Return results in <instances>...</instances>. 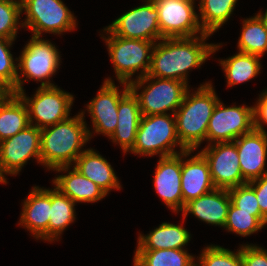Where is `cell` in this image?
I'll list each match as a JSON object with an SVG mask.
<instances>
[{
  "label": "cell",
  "instance_id": "11",
  "mask_svg": "<svg viewBox=\"0 0 267 266\" xmlns=\"http://www.w3.org/2000/svg\"><path fill=\"white\" fill-rule=\"evenodd\" d=\"M254 129L253 107H225L219 100L209 120L206 141L210 143L234 142Z\"/></svg>",
  "mask_w": 267,
  "mask_h": 266
},
{
  "label": "cell",
  "instance_id": "22",
  "mask_svg": "<svg viewBox=\"0 0 267 266\" xmlns=\"http://www.w3.org/2000/svg\"><path fill=\"white\" fill-rule=\"evenodd\" d=\"M73 167L98 185L106 194L112 189H121L112 166L92 148L85 149L77 157Z\"/></svg>",
  "mask_w": 267,
  "mask_h": 266
},
{
  "label": "cell",
  "instance_id": "1",
  "mask_svg": "<svg viewBox=\"0 0 267 266\" xmlns=\"http://www.w3.org/2000/svg\"><path fill=\"white\" fill-rule=\"evenodd\" d=\"M210 35L162 38L154 45L148 76L188 84V70L200 68L211 54L220 49V44L205 43Z\"/></svg>",
  "mask_w": 267,
  "mask_h": 266
},
{
  "label": "cell",
  "instance_id": "31",
  "mask_svg": "<svg viewBox=\"0 0 267 266\" xmlns=\"http://www.w3.org/2000/svg\"><path fill=\"white\" fill-rule=\"evenodd\" d=\"M267 224V218L261 212L240 211L232 203L229 207L224 228L240 236H250Z\"/></svg>",
  "mask_w": 267,
  "mask_h": 266
},
{
  "label": "cell",
  "instance_id": "36",
  "mask_svg": "<svg viewBox=\"0 0 267 266\" xmlns=\"http://www.w3.org/2000/svg\"><path fill=\"white\" fill-rule=\"evenodd\" d=\"M243 266H267V250L256 245H241Z\"/></svg>",
  "mask_w": 267,
  "mask_h": 266
},
{
  "label": "cell",
  "instance_id": "14",
  "mask_svg": "<svg viewBox=\"0 0 267 266\" xmlns=\"http://www.w3.org/2000/svg\"><path fill=\"white\" fill-rule=\"evenodd\" d=\"M135 7L114 20L107 28L118 37L157 42L161 40L158 10L153 0Z\"/></svg>",
  "mask_w": 267,
  "mask_h": 266
},
{
  "label": "cell",
  "instance_id": "26",
  "mask_svg": "<svg viewBox=\"0 0 267 266\" xmlns=\"http://www.w3.org/2000/svg\"><path fill=\"white\" fill-rule=\"evenodd\" d=\"M261 56L246 53H237L220 61L227 79V86L244 83L254 79L260 73Z\"/></svg>",
  "mask_w": 267,
  "mask_h": 266
},
{
  "label": "cell",
  "instance_id": "16",
  "mask_svg": "<svg viewBox=\"0 0 267 266\" xmlns=\"http://www.w3.org/2000/svg\"><path fill=\"white\" fill-rule=\"evenodd\" d=\"M234 143L238 150L242 177L247 183L267 174V133L253 129L237 138Z\"/></svg>",
  "mask_w": 267,
  "mask_h": 266
},
{
  "label": "cell",
  "instance_id": "34",
  "mask_svg": "<svg viewBox=\"0 0 267 266\" xmlns=\"http://www.w3.org/2000/svg\"><path fill=\"white\" fill-rule=\"evenodd\" d=\"M21 11V2L0 0V37L16 39Z\"/></svg>",
  "mask_w": 267,
  "mask_h": 266
},
{
  "label": "cell",
  "instance_id": "35",
  "mask_svg": "<svg viewBox=\"0 0 267 266\" xmlns=\"http://www.w3.org/2000/svg\"><path fill=\"white\" fill-rule=\"evenodd\" d=\"M231 203L245 212H260L255 191L246 183L228 190Z\"/></svg>",
  "mask_w": 267,
  "mask_h": 266
},
{
  "label": "cell",
  "instance_id": "10",
  "mask_svg": "<svg viewBox=\"0 0 267 266\" xmlns=\"http://www.w3.org/2000/svg\"><path fill=\"white\" fill-rule=\"evenodd\" d=\"M17 60V70L21 71L22 78L41 81L40 87L55 86L50 78L61 65L60 55L49 40L32 36Z\"/></svg>",
  "mask_w": 267,
  "mask_h": 266
},
{
  "label": "cell",
  "instance_id": "13",
  "mask_svg": "<svg viewBox=\"0 0 267 266\" xmlns=\"http://www.w3.org/2000/svg\"><path fill=\"white\" fill-rule=\"evenodd\" d=\"M199 152L209 164L211 179L216 188L229 190L247 183L242 177L234 142L214 143Z\"/></svg>",
  "mask_w": 267,
  "mask_h": 266
},
{
  "label": "cell",
  "instance_id": "12",
  "mask_svg": "<svg viewBox=\"0 0 267 266\" xmlns=\"http://www.w3.org/2000/svg\"><path fill=\"white\" fill-rule=\"evenodd\" d=\"M41 129L29 125L12 137L0 142V172L17 175L30 158L40 160Z\"/></svg>",
  "mask_w": 267,
  "mask_h": 266
},
{
  "label": "cell",
  "instance_id": "15",
  "mask_svg": "<svg viewBox=\"0 0 267 266\" xmlns=\"http://www.w3.org/2000/svg\"><path fill=\"white\" fill-rule=\"evenodd\" d=\"M122 84L125 88L119 91V86L116 87L111 78H106L96 97L87 105L95 133L110 137L115 131L119 101L130 90L129 84Z\"/></svg>",
  "mask_w": 267,
  "mask_h": 266
},
{
  "label": "cell",
  "instance_id": "21",
  "mask_svg": "<svg viewBox=\"0 0 267 266\" xmlns=\"http://www.w3.org/2000/svg\"><path fill=\"white\" fill-rule=\"evenodd\" d=\"M117 126L109 137L115 144L118 143L123 152L130 151L136 141L140 119L142 117L138 98L129 90L119 101Z\"/></svg>",
  "mask_w": 267,
  "mask_h": 266
},
{
  "label": "cell",
  "instance_id": "23",
  "mask_svg": "<svg viewBox=\"0 0 267 266\" xmlns=\"http://www.w3.org/2000/svg\"><path fill=\"white\" fill-rule=\"evenodd\" d=\"M52 181L54 187L75 203H95L107 195L98 185L75 168L66 175L57 176Z\"/></svg>",
  "mask_w": 267,
  "mask_h": 266
},
{
  "label": "cell",
  "instance_id": "41",
  "mask_svg": "<svg viewBox=\"0 0 267 266\" xmlns=\"http://www.w3.org/2000/svg\"><path fill=\"white\" fill-rule=\"evenodd\" d=\"M0 183H3V184L7 183L6 178H4V177L2 176L1 172H0Z\"/></svg>",
  "mask_w": 267,
  "mask_h": 266
},
{
  "label": "cell",
  "instance_id": "27",
  "mask_svg": "<svg viewBox=\"0 0 267 266\" xmlns=\"http://www.w3.org/2000/svg\"><path fill=\"white\" fill-rule=\"evenodd\" d=\"M75 202L56 187L51 189L49 242L59 239L62 232L76 219ZM60 235V236H59Z\"/></svg>",
  "mask_w": 267,
  "mask_h": 266
},
{
  "label": "cell",
  "instance_id": "7",
  "mask_svg": "<svg viewBox=\"0 0 267 266\" xmlns=\"http://www.w3.org/2000/svg\"><path fill=\"white\" fill-rule=\"evenodd\" d=\"M21 11L26 13V18L19 25L29 28L35 37H41L42 32L62 34L77 25L62 0H22Z\"/></svg>",
  "mask_w": 267,
  "mask_h": 266
},
{
  "label": "cell",
  "instance_id": "24",
  "mask_svg": "<svg viewBox=\"0 0 267 266\" xmlns=\"http://www.w3.org/2000/svg\"><path fill=\"white\" fill-rule=\"evenodd\" d=\"M190 236L182 225L164 222L147 235L139 234L136 250L184 249Z\"/></svg>",
  "mask_w": 267,
  "mask_h": 266
},
{
  "label": "cell",
  "instance_id": "20",
  "mask_svg": "<svg viewBox=\"0 0 267 266\" xmlns=\"http://www.w3.org/2000/svg\"><path fill=\"white\" fill-rule=\"evenodd\" d=\"M230 205L228 190L215 188L186 203L181 212L184 219L192 213L203 222L224 228Z\"/></svg>",
  "mask_w": 267,
  "mask_h": 266
},
{
  "label": "cell",
  "instance_id": "6",
  "mask_svg": "<svg viewBox=\"0 0 267 266\" xmlns=\"http://www.w3.org/2000/svg\"><path fill=\"white\" fill-rule=\"evenodd\" d=\"M146 83L147 86L144 87ZM129 87L138 98L142 116L167 114L168 110L175 114L189 89L188 84L183 81L148 75L133 80ZM140 88H143V91L139 94L137 91Z\"/></svg>",
  "mask_w": 267,
  "mask_h": 266
},
{
  "label": "cell",
  "instance_id": "38",
  "mask_svg": "<svg viewBox=\"0 0 267 266\" xmlns=\"http://www.w3.org/2000/svg\"><path fill=\"white\" fill-rule=\"evenodd\" d=\"M247 184L255 191L260 212L267 218V174Z\"/></svg>",
  "mask_w": 267,
  "mask_h": 266
},
{
  "label": "cell",
  "instance_id": "25",
  "mask_svg": "<svg viewBox=\"0 0 267 266\" xmlns=\"http://www.w3.org/2000/svg\"><path fill=\"white\" fill-rule=\"evenodd\" d=\"M29 125L25 103L17 94L9 93L0 102V142L14 136Z\"/></svg>",
  "mask_w": 267,
  "mask_h": 266
},
{
  "label": "cell",
  "instance_id": "30",
  "mask_svg": "<svg viewBox=\"0 0 267 266\" xmlns=\"http://www.w3.org/2000/svg\"><path fill=\"white\" fill-rule=\"evenodd\" d=\"M238 40V52L263 56L267 52V28L256 15L244 19Z\"/></svg>",
  "mask_w": 267,
  "mask_h": 266
},
{
  "label": "cell",
  "instance_id": "33",
  "mask_svg": "<svg viewBox=\"0 0 267 266\" xmlns=\"http://www.w3.org/2000/svg\"><path fill=\"white\" fill-rule=\"evenodd\" d=\"M197 266H243L241 246L234 253L218 245H210L202 250Z\"/></svg>",
  "mask_w": 267,
  "mask_h": 266
},
{
  "label": "cell",
  "instance_id": "5",
  "mask_svg": "<svg viewBox=\"0 0 267 266\" xmlns=\"http://www.w3.org/2000/svg\"><path fill=\"white\" fill-rule=\"evenodd\" d=\"M103 31L109 34L108 37H102L107 44L109 56L114 65V72L119 83L130 84L134 79L132 75L139 72L136 79L148 75L152 51L156 42L140 39H127L115 36L107 27Z\"/></svg>",
  "mask_w": 267,
  "mask_h": 266
},
{
  "label": "cell",
  "instance_id": "39",
  "mask_svg": "<svg viewBox=\"0 0 267 266\" xmlns=\"http://www.w3.org/2000/svg\"><path fill=\"white\" fill-rule=\"evenodd\" d=\"M10 93L8 89H6L1 83H0V102Z\"/></svg>",
  "mask_w": 267,
  "mask_h": 266
},
{
  "label": "cell",
  "instance_id": "32",
  "mask_svg": "<svg viewBox=\"0 0 267 266\" xmlns=\"http://www.w3.org/2000/svg\"><path fill=\"white\" fill-rule=\"evenodd\" d=\"M15 40L0 37V83L10 91L17 94L23 91V84L27 79H21L17 65L9 48Z\"/></svg>",
  "mask_w": 267,
  "mask_h": 266
},
{
  "label": "cell",
  "instance_id": "29",
  "mask_svg": "<svg viewBox=\"0 0 267 266\" xmlns=\"http://www.w3.org/2000/svg\"><path fill=\"white\" fill-rule=\"evenodd\" d=\"M238 0H200V26L205 33L213 34L230 18Z\"/></svg>",
  "mask_w": 267,
  "mask_h": 266
},
{
  "label": "cell",
  "instance_id": "8",
  "mask_svg": "<svg viewBox=\"0 0 267 266\" xmlns=\"http://www.w3.org/2000/svg\"><path fill=\"white\" fill-rule=\"evenodd\" d=\"M17 95L27 107L30 125L39 129L69 118L74 100L73 95L58 86L38 87L32 98L27 97L24 90Z\"/></svg>",
  "mask_w": 267,
  "mask_h": 266
},
{
  "label": "cell",
  "instance_id": "4",
  "mask_svg": "<svg viewBox=\"0 0 267 266\" xmlns=\"http://www.w3.org/2000/svg\"><path fill=\"white\" fill-rule=\"evenodd\" d=\"M178 145L180 153L187 150L178 138L174 114L142 116L130 152L141 156L160 154L159 157H166L179 154V151H175Z\"/></svg>",
  "mask_w": 267,
  "mask_h": 266
},
{
  "label": "cell",
  "instance_id": "37",
  "mask_svg": "<svg viewBox=\"0 0 267 266\" xmlns=\"http://www.w3.org/2000/svg\"><path fill=\"white\" fill-rule=\"evenodd\" d=\"M259 96L255 106H252L254 129L267 133L263 127L264 123L267 125V90L265 89Z\"/></svg>",
  "mask_w": 267,
  "mask_h": 266
},
{
  "label": "cell",
  "instance_id": "18",
  "mask_svg": "<svg viewBox=\"0 0 267 266\" xmlns=\"http://www.w3.org/2000/svg\"><path fill=\"white\" fill-rule=\"evenodd\" d=\"M192 152L194 150L181 153V191L184 206L216 188L211 179L209 164L200 152L187 160L183 159Z\"/></svg>",
  "mask_w": 267,
  "mask_h": 266
},
{
  "label": "cell",
  "instance_id": "3",
  "mask_svg": "<svg viewBox=\"0 0 267 266\" xmlns=\"http://www.w3.org/2000/svg\"><path fill=\"white\" fill-rule=\"evenodd\" d=\"M189 91L174 115L180 143L187 150H195L206 140L209 120L219 98L211 82L201 84L194 93Z\"/></svg>",
  "mask_w": 267,
  "mask_h": 266
},
{
  "label": "cell",
  "instance_id": "2",
  "mask_svg": "<svg viewBox=\"0 0 267 266\" xmlns=\"http://www.w3.org/2000/svg\"><path fill=\"white\" fill-rule=\"evenodd\" d=\"M84 111L59 123L41 129V165L53 171L66 172L83 152L81 148L92 137L84 121Z\"/></svg>",
  "mask_w": 267,
  "mask_h": 266
},
{
  "label": "cell",
  "instance_id": "9",
  "mask_svg": "<svg viewBox=\"0 0 267 266\" xmlns=\"http://www.w3.org/2000/svg\"><path fill=\"white\" fill-rule=\"evenodd\" d=\"M195 0H153L158 10L162 38L194 37L205 34L195 12Z\"/></svg>",
  "mask_w": 267,
  "mask_h": 266
},
{
  "label": "cell",
  "instance_id": "40",
  "mask_svg": "<svg viewBox=\"0 0 267 266\" xmlns=\"http://www.w3.org/2000/svg\"><path fill=\"white\" fill-rule=\"evenodd\" d=\"M257 16L263 22L264 26L267 28V9L264 14H262L261 12L257 13Z\"/></svg>",
  "mask_w": 267,
  "mask_h": 266
},
{
  "label": "cell",
  "instance_id": "19",
  "mask_svg": "<svg viewBox=\"0 0 267 266\" xmlns=\"http://www.w3.org/2000/svg\"><path fill=\"white\" fill-rule=\"evenodd\" d=\"M51 189L34 186L24 200L19 225L29 230L34 237L49 241Z\"/></svg>",
  "mask_w": 267,
  "mask_h": 266
},
{
  "label": "cell",
  "instance_id": "17",
  "mask_svg": "<svg viewBox=\"0 0 267 266\" xmlns=\"http://www.w3.org/2000/svg\"><path fill=\"white\" fill-rule=\"evenodd\" d=\"M154 187L168 208L174 212L184 208L181 191V153L160 157L155 170Z\"/></svg>",
  "mask_w": 267,
  "mask_h": 266
},
{
  "label": "cell",
  "instance_id": "28",
  "mask_svg": "<svg viewBox=\"0 0 267 266\" xmlns=\"http://www.w3.org/2000/svg\"><path fill=\"white\" fill-rule=\"evenodd\" d=\"M185 249L135 250L134 266H195Z\"/></svg>",
  "mask_w": 267,
  "mask_h": 266
}]
</instances>
